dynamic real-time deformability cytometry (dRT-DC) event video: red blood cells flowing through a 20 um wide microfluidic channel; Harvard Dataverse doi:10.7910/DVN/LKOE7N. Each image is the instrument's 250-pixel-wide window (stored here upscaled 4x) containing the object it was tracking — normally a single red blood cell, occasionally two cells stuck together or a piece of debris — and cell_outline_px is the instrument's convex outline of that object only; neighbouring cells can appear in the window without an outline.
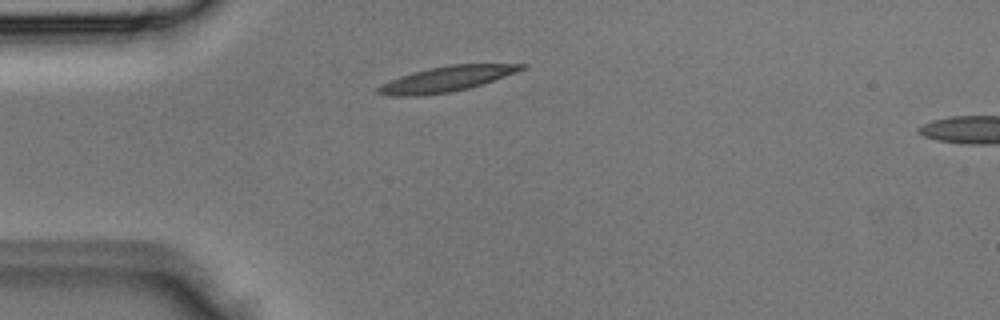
{"species": "Egyptian fruit bat (a non-hibernating species)", "species_latin": "Rousettus aegyptiacus", "temperature_condition": "room temperature", "stored_images_in_passage": 2, "segment_of_instrument_passage": [1, 2], "camera_frame_rate_fps": 3000, "um_per_image_px": 0.085, "animal": {"sex": "male"}, "frame": {"image": 1, "passage_image": 1, "time_ms": 0.0, "image_size_px": [1000, 320], "cell_outline_px": [[528, 68], [468, 88], [452, 92], [420, 96], [396, 96], [376, 92], [376, 88], [380, 84], [400, 76], [412, 72], [428, 68], [452, 64], [528, 64]], "centroid_in_image_um": [37.92, 6.71], "position_along_channel_um": 47.1, "area_um2": 21.04}}